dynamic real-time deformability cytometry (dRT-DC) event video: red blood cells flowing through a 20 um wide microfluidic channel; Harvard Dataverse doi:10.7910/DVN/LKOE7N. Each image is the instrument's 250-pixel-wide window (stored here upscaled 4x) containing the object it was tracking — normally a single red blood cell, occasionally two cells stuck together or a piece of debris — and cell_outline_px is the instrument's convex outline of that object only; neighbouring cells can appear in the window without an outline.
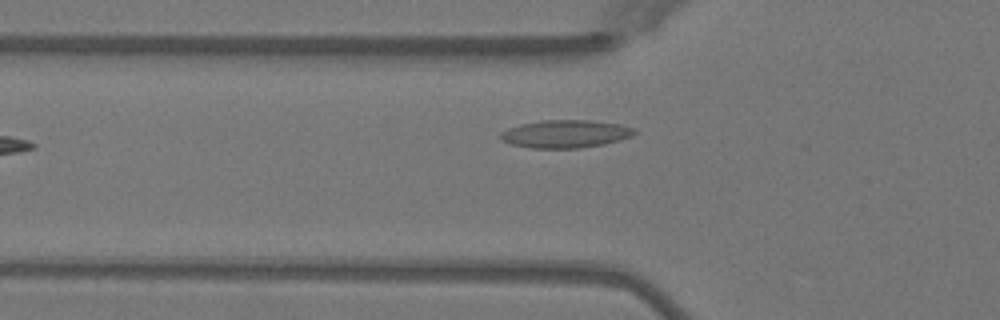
{"species": "Egyptian fruit bat (a non-hibernating species)", "species_latin": "Rousettus aegyptiacus", "temperature_condition": "warm", "stored_images_in_passage": 25, "camera_frame_rate_fps": 3000, "um_per_image_px": 0.085, "animal": {"sex": "female"}, "frame": {"image": 1, "passage_image": 2, "time_ms": 0.333, "image_size_px": [1000, 320], "cell_outline_px": [[636, 132], [632, 136], [620, 140], [604, 144], [580, 148], [532, 148], [512, 144], [504, 140], [500, 136], [500, 132], [508, 128], [520, 124], [544, 120], [588, 120], [620, 124], [636, 128]], "centroid_in_image_um": [48.1, 11.37], "position_along_channel_um": 77.7, "area_um2": 21.68}}
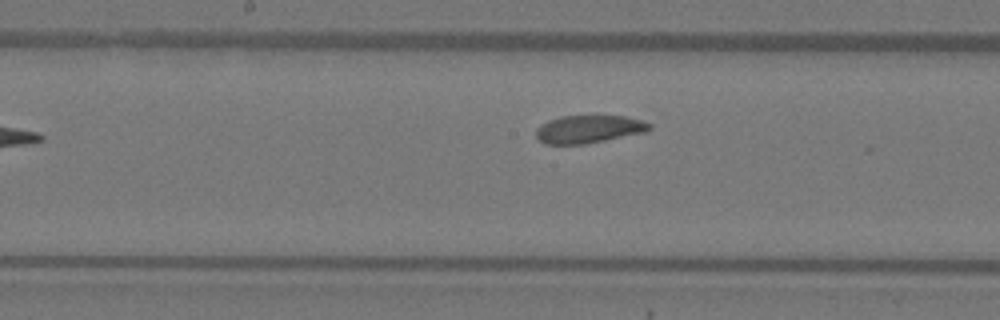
{"frame": {"image": 2, "passage_image": 11, "time_ms": 3.333, "image_size_px": [1000, 320], "cell_outline_px": [[652, 128], [644, 132], [584, 144], [544, 144], [536, 136], [536, 128], [540, 124], [548, 120], [560, 116], [592, 112], [628, 116], [652, 124]], "centroid_in_image_um": [50.03, 10.91], "position_along_channel_um": 198.2, "area_um2": 19.31}}
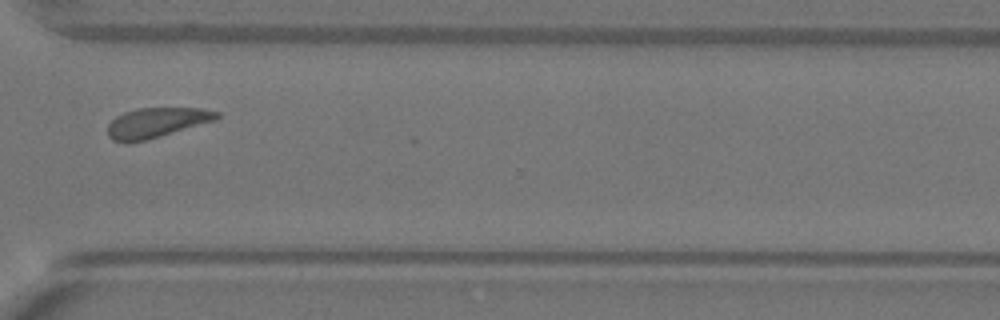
{"frame": {"image": 3, "passage_image": 23, "time_ms": 7.333, "image_size_px": [1000, 320], "cell_outline_px": [[220, 116], [216, 120], [160, 136], [144, 140], [124, 144], [112, 140], [108, 136], [108, 124], [116, 116], [124, 112], [136, 108], [200, 108], [220, 112]], "centroid_in_image_um": [13.27, 10.43], "position_along_channel_um": 357.3, "area_um2": 19.07}, "authors_computed_cell_mechanics": {"area_um2": 19.074, "velocity_mm_per_s": 3.9825, "shape_relaxation_time_tau1_ms": 4.2434, "shape_relaxation_time_tau2_ms": null, "deformation_change_tau1": 0.0941, "deformation_change_tau2": null}}